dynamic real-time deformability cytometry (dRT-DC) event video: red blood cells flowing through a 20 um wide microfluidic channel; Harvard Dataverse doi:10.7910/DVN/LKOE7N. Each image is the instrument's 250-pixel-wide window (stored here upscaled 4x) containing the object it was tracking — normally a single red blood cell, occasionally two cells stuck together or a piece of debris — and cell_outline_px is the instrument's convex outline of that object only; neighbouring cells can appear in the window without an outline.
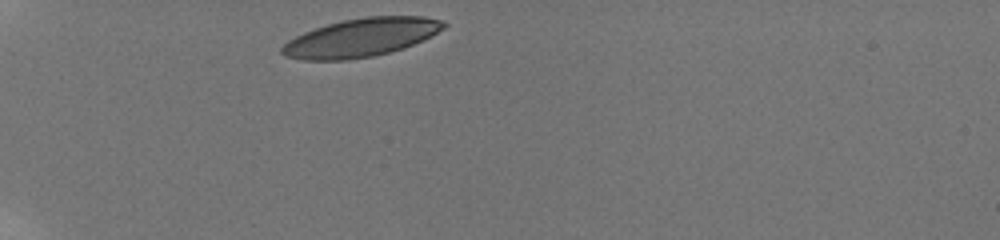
{"species": "human", "species_latin": "Homo sapiens", "temperature_condition": "room temperature", "stored_images_in_passage": 33, "camera_frame_rate_fps": 3000, "um_per_image_px": 0.085, "donor": {"sex": "male"}, "frame": {"image": 1, "passage_image": 1, "time_ms": 0.0, "image_size_px": [1000, 240], "cell_outline_px": [[448, 24], [444, 28], [404, 48], [372, 56], [344, 60], [304, 60], [284, 56], [280, 52], [280, 48], [288, 40], [304, 32], [328, 24], [344, 20], [364, 16], [424, 16], [444, 20]], "centroid_in_image_um": [30.67, 3.19], "position_along_channel_um": 54.3, "area_um2": 35.89}}
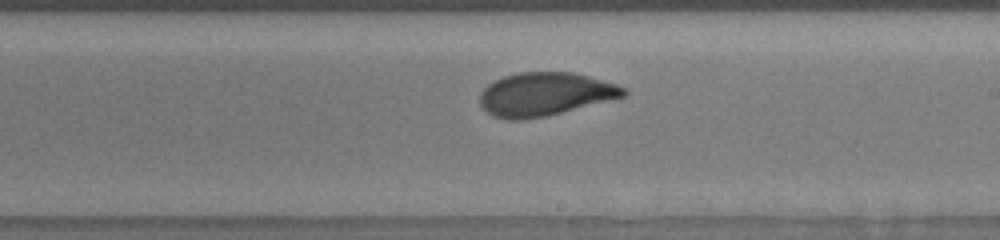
{"frame": {"image": 2, "passage_image": 19, "time_ms": 6.0, "image_size_px": [1000, 240], "cell_outline_px": [[628, 92], [624, 96], [548, 116], [520, 120], [508, 120], [492, 116], [480, 104], [480, 92], [488, 84], [504, 76], [520, 72], [572, 72], [588, 76], [616, 84], [628, 88]], "centroid_in_image_um": [46.31, 8.01], "position_along_channel_um": 242.7, "area_um2": 36.24}}
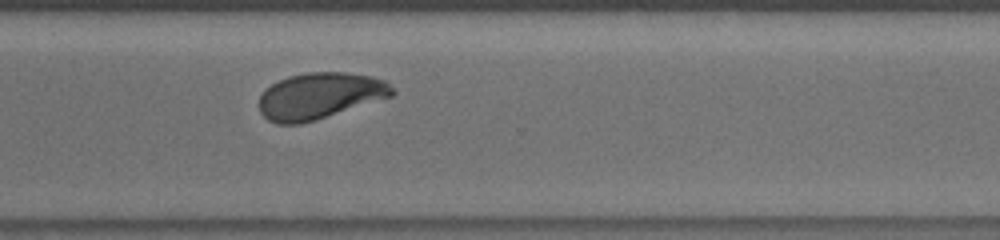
{"frame": {"image": 3, "passage_image": 27, "time_ms": 8.667, "image_size_px": [1000, 240], "cell_outline_px": [[396, 92], [392, 96], [316, 120], [300, 124], [276, 124], [268, 120], [260, 112], [260, 96], [272, 84], [288, 76], [308, 72], [344, 72], [372, 76], [384, 80]], "centroid_in_image_um": [27.18, 8.15], "position_along_channel_um": 343.4, "area_um2": 35.72}, "authors_computed_cell_mechanics": {"area_um2": 36.125, "velocity_mm_per_s": 3.7735, "shape_relaxation_time_tau1_ms": 4.5693, "shape_relaxation_time_tau2_ms": 0.974, "deformation_change_tau1": 0.1834, "deformation_change_tau2": 0.0507}}